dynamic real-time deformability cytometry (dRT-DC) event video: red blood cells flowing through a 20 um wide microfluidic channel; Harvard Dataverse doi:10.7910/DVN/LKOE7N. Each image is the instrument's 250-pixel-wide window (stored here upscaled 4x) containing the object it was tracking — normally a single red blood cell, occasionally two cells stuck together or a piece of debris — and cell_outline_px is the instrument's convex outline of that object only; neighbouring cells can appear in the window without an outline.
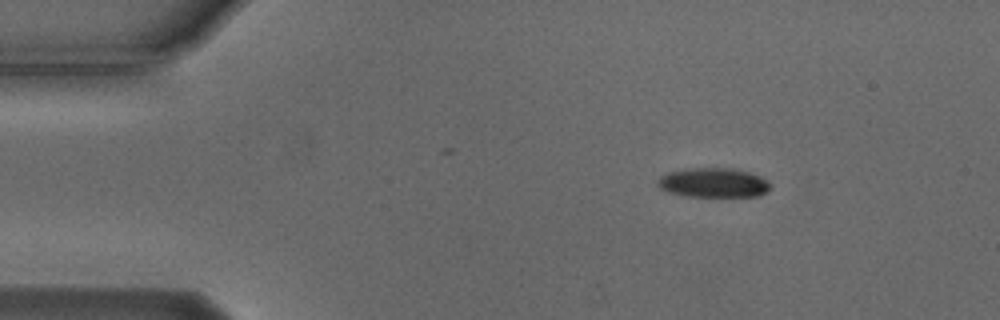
{"species": "Egyptian fruit bat (a non-hibernating species)", "species_latin": "Rousettus aegyptiacus", "temperature_condition": "cold", "stored_images_in_passage": 47, "camera_frame_rate_fps": 3000, "um_per_image_px": 0.085, "animal": {"sex": "male"}, "frame": {"image": 1, "passage_image": 1, "time_ms": 0.0, "image_size_px": [1000, 320], "cell_outline_px": [[768, 188], [760, 196], [688, 196], [668, 192], [660, 188], [656, 184], [656, 180], [660, 176], [668, 172], [692, 168], [732, 168], [748, 172], [760, 176], [768, 180]], "centroid_in_image_um": [60.59, 15.52], "position_along_channel_um": 24.4, "area_um2": 19.19}}
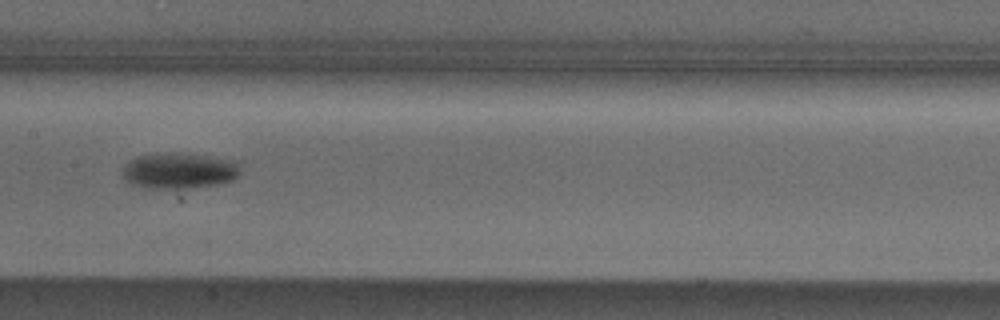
{"frame": {"image": 2, "passage_image": 20, "time_ms": 6.333, "image_size_px": [1000, 320], "cell_outline_px": [[240, 172], [232, 180], [220, 184], [184, 188], [148, 188], [132, 184], [124, 180], [124, 164], [128, 160], [136, 156], [204, 156], [240, 160]], "centroid_in_image_um": [15.28, 14.56], "position_along_channel_um": 192.1, "area_um2": 23.7}}
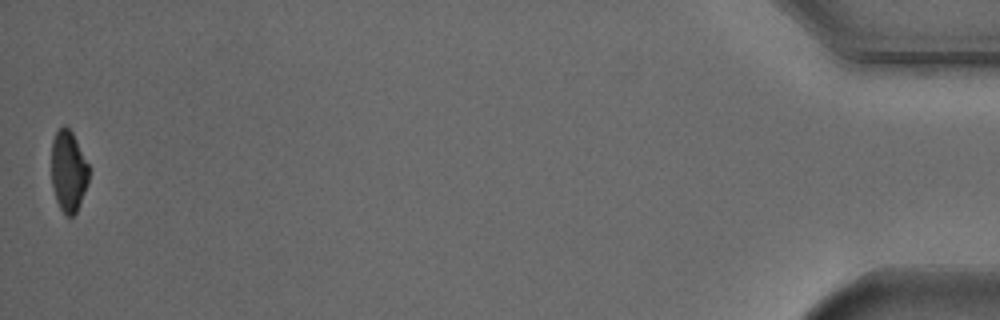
{"frame": {"image": 3, "passage_image": 47, "time_ms": 15.333, "image_size_px": [1000, 320], "cell_outline_px": [[88, 184], [80, 204], [76, 212], [72, 216], [68, 216], [60, 208], [56, 200], [52, 184], [52, 140], [56, 132], [64, 124], [72, 132], [88, 164]], "centroid_in_image_um": [5.81, 14.55], "position_along_channel_um": 429.4, "area_um2": 17.51}, "authors_computed_cell_mechanics": {"area_um2": 20.7502, "velocity_mm_per_s": 3.7544, "shape_relaxation_time_tau1_ms": 2.5927, "shape_relaxation_time_tau2_ms": null, "deformation_change_tau1": 0.1065, "deformation_change_tau2": null}}